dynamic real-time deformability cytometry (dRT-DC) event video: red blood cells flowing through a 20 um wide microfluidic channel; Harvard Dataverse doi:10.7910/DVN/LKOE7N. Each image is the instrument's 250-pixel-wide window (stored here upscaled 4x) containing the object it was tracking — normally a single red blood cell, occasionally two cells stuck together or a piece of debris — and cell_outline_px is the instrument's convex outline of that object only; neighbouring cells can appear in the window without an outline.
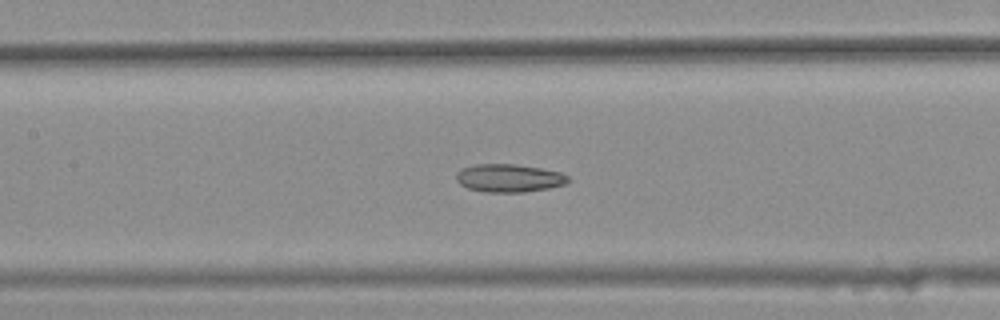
{"species": "common noctule bat (a hibernating species)", "species_latin": "Nyctalus noctula", "temperature_condition": "warm", "stored_images_in_passage": 44, "camera_frame_rate_fps": 3000, "um_per_image_px": 0.085, "animal": {"sex": "female", "body_mass_g": 25.1}, "frame": {"image": 1, "passage_image": 23, "time_ms": 7.333, "image_size_px": [1000, 320], "cell_outline_px": [[568, 180], [564, 184], [548, 188], [524, 192], [484, 192], [468, 188], [460, 184], [456, 180], [456, 172], [460, 168], [476, 164], [512, 164], [540, 168], [560, 172], [568, 176]], "centroid_in_image_um": [43.21, 15.13], "position_along_channel_um": 164.2, "area_um2": 18.21}}
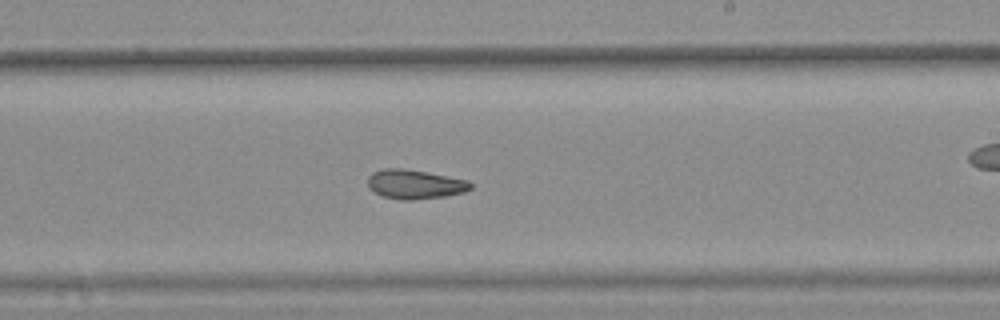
{"frame": {"image": 2, "passage_image": 30, "time_ms": 9.667, "image_size_px": [1000, 320], "cell_outline_px": [[472, 188], [464, 192], [444, 196], [412, 200], [400, 200], [380, 196], [372, 192], [368, 188], [368, 176], [372, 172], [384, 168], [404, 168], [428, 172], [468, 180], [472, 184]], "centroid_in_image_um": [35.22, 15.66], "position_along_channel_um": 253.8, "area_um2": 17.8}}
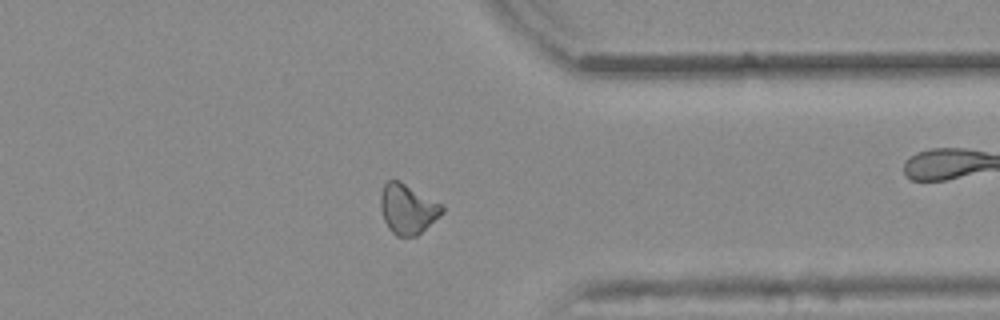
{"frame": {"image": 3, "passage_image": 40, "time_ms": 13.0, "image_size_px": [1000, 320], "cell_outline_px": [[444, 212], [416, 236], [396, 236], [388, 228], [384, 220], [380, 208], [380, 192], [384, 184], [388, 180], [400, 180], [444, 204]], "centroid_in_image_um": [34.65, 17.73], "position_along_channel_um": 376.8, "area_um2": 18.15}, "authors_computed_cell_mechanics": {"area_um2": 18.3804, "velocity_mm_per_s": 3.8587, "shape_relaxation_time_tau1_ms": null, "shape_relaxation_time_tau2_ms": 5.9803, "deformation_change_tau1": null, "deformation_change_tau2": 0.1329}}